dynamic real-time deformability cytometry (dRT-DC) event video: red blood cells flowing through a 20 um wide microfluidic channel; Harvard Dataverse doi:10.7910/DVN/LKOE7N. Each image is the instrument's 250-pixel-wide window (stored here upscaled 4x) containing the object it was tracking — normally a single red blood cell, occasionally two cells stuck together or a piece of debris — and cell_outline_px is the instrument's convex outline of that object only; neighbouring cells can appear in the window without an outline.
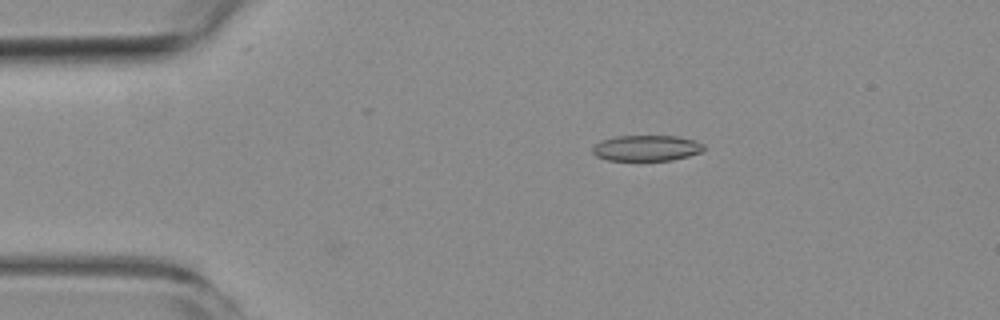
{"species": "common noctule bat (a hibernating species)", "species_latin": "Nyctalus noctula", "temperature_condition": "room temperature", "stored_images_in_passage": 9, "camera_frame_rate_fps": 3000, "um_per_image_px": 0.085, "animal": {"sex": "female", "body_mass_g": 19.3, "forearm_length_mm": 54.1}, "frame": {"image": 1, "passage_image": 3, "time_ms": 2.333, "image_size_px": [1000, 320], "cell_outline_px": [[704, 148], [700, 152], [688, 156], [672, 160], [608, 160], [596, 156], [592, 152], [592, 148], [600, 140], [616, 136], [680, 136], [696, 140], [704, 144]], "centroid_in_image_um": [54.96, 12.58], "position_along_channel_um": 30.0, "area_um2": 16.76}}
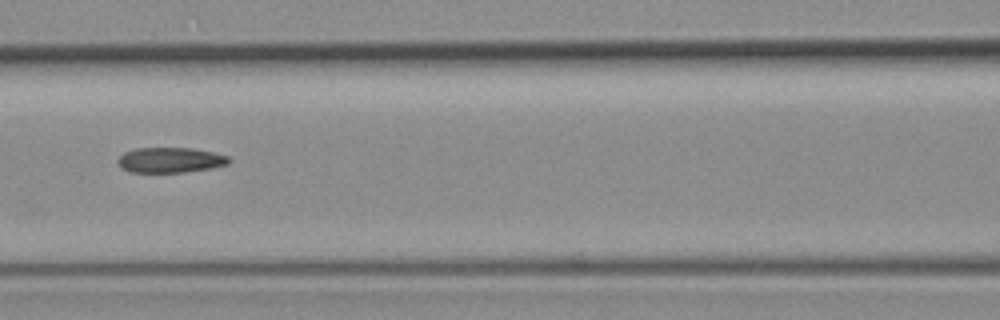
{"frame": {"image": 2, "passage_image": 7, "time_ms": 7.0, "image_size_px": [1000, 320], "cell_outline_px": [[232, 160], [228, 164], [212, 168], [184, 172], [128, 172], [116, 160], [124, 152], [136, 148], [192, 148], [212, 152], [228, 156]], "centroid_in_image_um": [14.49, 13.6], "position_along_channel_um": 152.1, "area_um2": 16.3}}
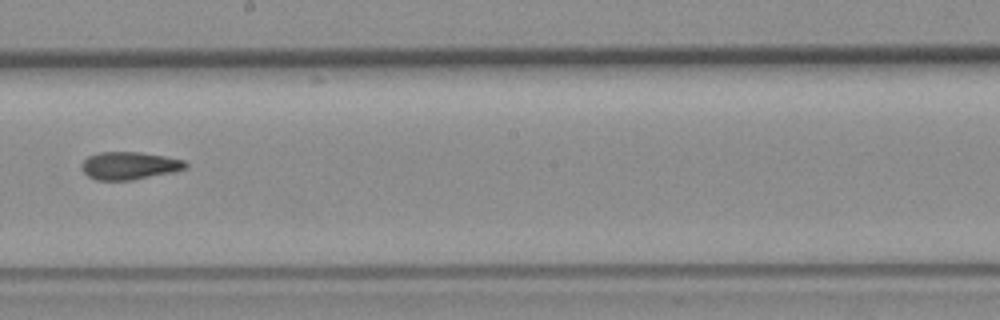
{"frame": {"image": 3, "passage_image": 9, "time_ms": 9.333, "image_size_px": [1000, 320], "cell_outline_px": [[188, 164], [184, 168], [172, 172], [132, 180], [96, 180], [88, 176], [84, 172], [80, 164], [88, 156], [100, 152], [140, 152], [164, 156], [184, 160]], "centroid_in_image_um": [10.96, 14.08], "position_along_channel_um": 237.2, "area_um2": 16.65}}